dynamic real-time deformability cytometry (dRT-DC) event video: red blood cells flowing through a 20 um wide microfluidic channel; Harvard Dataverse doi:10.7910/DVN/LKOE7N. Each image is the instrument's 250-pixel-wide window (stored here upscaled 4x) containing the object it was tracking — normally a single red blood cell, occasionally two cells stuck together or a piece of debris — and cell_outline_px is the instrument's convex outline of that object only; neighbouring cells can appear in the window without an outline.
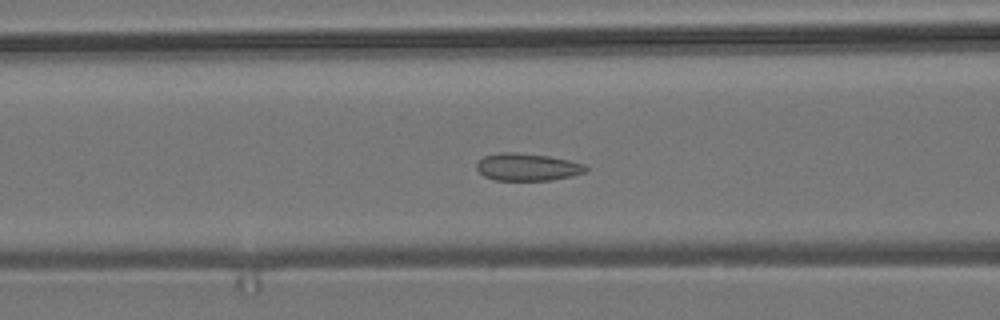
{"species": "common noctule bat (a hibernating species)", "species_latin": "Nyctalus noctula", "temperature_condition": "room temperature", "stored_images_in_passage": 54, "camera_frame_rate_fps": 3000, "um_per_image_px": 0.085, "animal": {"sex": "male", "body_mass_g": 19.2, "forearm_length_mm": 51.8}, "frame": {"image": 1, "passage_image": 22, "time_ms": 7.0, "image_size_px": [1000, 320], "cell_outline_px": [[588, 168], [584, 172], [572, 176], [552, 180], [496, 180], [484, 176], [476, 168], [476, 164], [484, 156], [500, 152], [520, 152], [548, 156], [568, 160], [584, 164]], "centroid_in_image_um": [44.81, 14.19], "position_along_channel_um": 121.8, "area_um2": 17.4}}
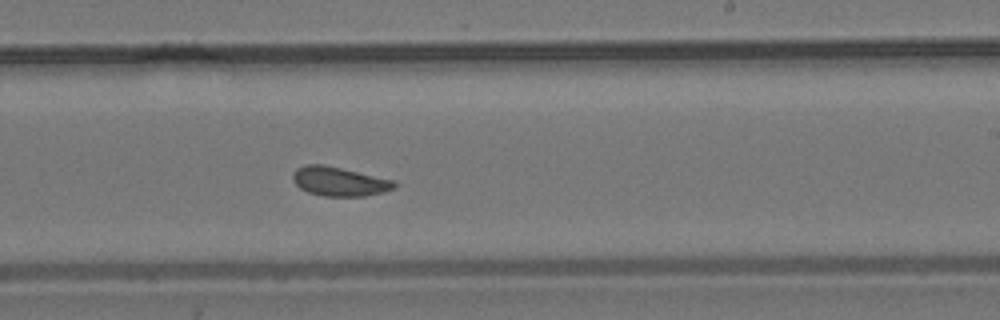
{"frame": {"image": 2, "passage_image": 33, "time_ms": 10.667, "image_size_px": [1000, 320], "cell_outline_px": [[396, 188], [384, 192], [364, 196], [324, 196], [308, 192], [300, 188], [292, 180], [292, 172], [296, 168], [304, 164], [324, 164], [392, 180], [396, 184]], "centroid_in_image_um": [28.79, 15.42], "position_along_channel_um": 260.2, "area_um2": 17.22}}
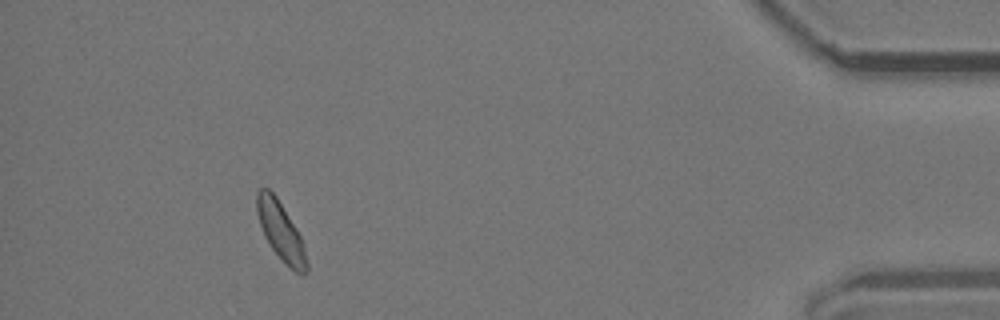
{"frame": {"image": 3, "passage_image": 50, "time_ms": 16.333, "image_size_px": [1000, 320], "cell_outline_px": [[308, 268], [304, 272], [296, 272], [268, 244], [264, 236], [256, 212], [256, 192], [260, 188], [268, 188], [276, 196], [296, 228], [300, 236], [304, 248], [308, 264]], "centroid_in_image_um": [23.82, 19.58], "position_along_channel_um": 411.4, "area_um2": 16.42}}